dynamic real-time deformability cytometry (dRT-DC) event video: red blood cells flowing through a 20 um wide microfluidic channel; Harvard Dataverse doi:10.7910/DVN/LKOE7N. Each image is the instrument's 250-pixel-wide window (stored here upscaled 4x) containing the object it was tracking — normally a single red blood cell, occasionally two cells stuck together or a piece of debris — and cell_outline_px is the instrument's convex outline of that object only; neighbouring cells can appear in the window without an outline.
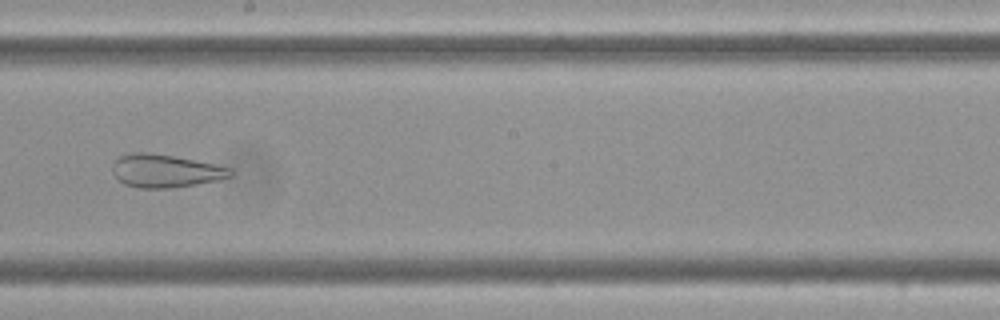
{"species": "Egyptian fruit bat (a non-hibernating species)", "species_latin": "Rousettus aegyptiacus", "temperature_condition": "cold", "stored_images_in_passage": 49, "camera_frame_rate_fps": 3000, "um_per_image_px": 0.085, "frame": {"image": 1, "passage_image": 24, "time_ms": 7.667, "image_size_px": [1000, 320], "cell_outline_px": [[232, 176], [216, 180], [196, 184], [172, 188], [140, 188], [124, 184], [112, 172], [112, 164], [120, 156], [132, 152], [148, 152], [172, 156], [216, 164], [232, 168]], "centroid_in_image_um": [14.05, 14.52], "position_along_channel_um": 234.2, "area_um2": 22.6}}
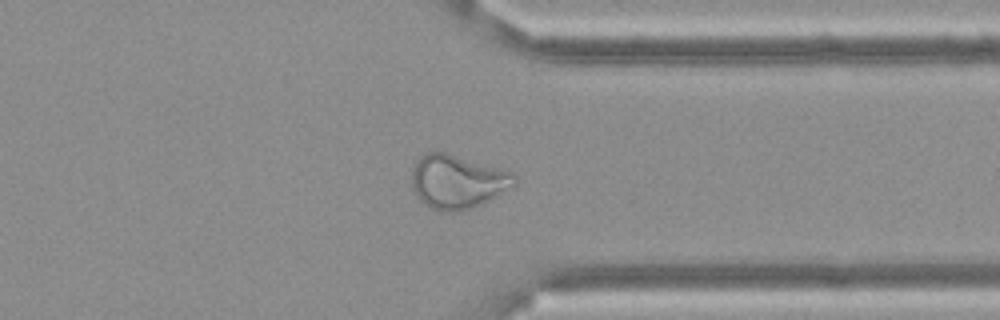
{"frame": {"image": 2, "passage_image": 36, "time_ms": 11.667, "image_size_px": [1000, 320], "cell_outline_px": [[516, 184], [488, 200], [480, 204], [468, 208], [448, 212], [432, 208], [424, 204], [416, 196], [412, 188], [412, 168], [416, 160], [420, 156], [428, 152], [444, 152], [500, 168], [512, 172], [516, 176]], "centroid_in_image_um": [38.84, 15.42], "position_along_channel_um": 372.6, "area_um2": 31.73}}
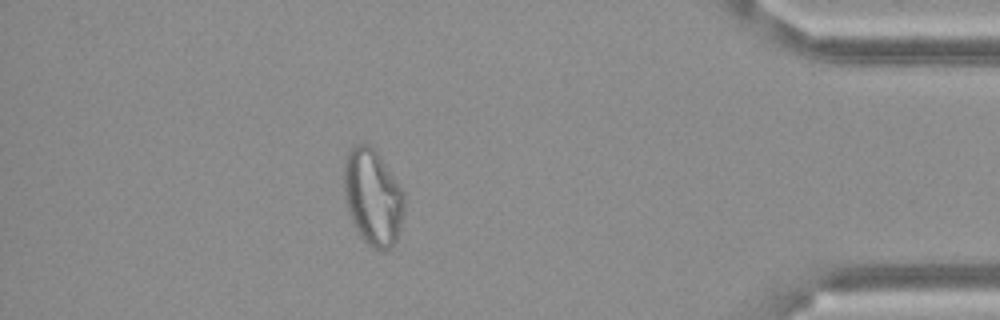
{"frame": {"image": 3, "passage_image": 42, "time_ms": 13.667, "image_size_px": [1000, 320], "cell_outline_px": [[404, 208], [400, 232], [396, 240], [384, 252], [380, 252], [372, 248], [356, 232], [352, 224], [348, 212], [344, 196], [344, 156], [348, 148], [356, 144], [368, 144], [376, 152], [404, 192]], "centroid_in_image_um": [31.66, 16.79], "position_along_channel_um": 403.5, "area_um2": 34.1}}